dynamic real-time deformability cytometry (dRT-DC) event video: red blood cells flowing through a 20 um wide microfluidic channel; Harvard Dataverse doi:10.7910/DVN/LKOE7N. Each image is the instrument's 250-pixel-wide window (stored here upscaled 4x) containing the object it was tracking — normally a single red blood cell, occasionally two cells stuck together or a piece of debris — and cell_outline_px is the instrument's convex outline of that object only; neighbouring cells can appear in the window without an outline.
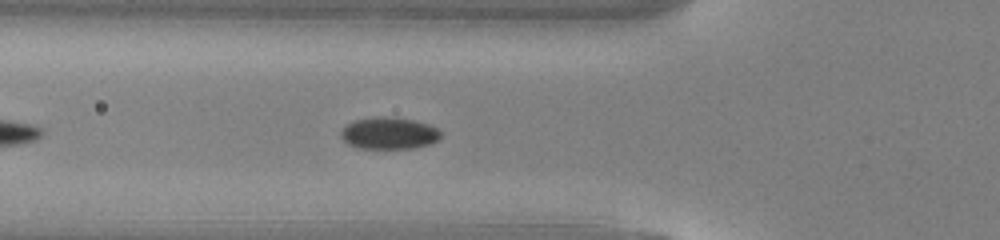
{"species": "common noctule bat (a hibernating species)", "species_latin": "Nyctalus noctula", "temperature_condition": "warm", "stored_images_in_passage": 27, "camera_frame_rate_fps": 3000, "um_per_image_px": 0.085, "animal": {"sex": "male", "body_mass_g": 13.0, "forearm_length_mm": 53.1}, "frame": {"image": 1, "passage_image": 3, "time_ms": 0.667, "image_size_px": [1000, 240], "cell_outline_px": [[440, 136], [436, 140], [428, 144], [412, 148], [356, 148], [348, 144], [340, 136], [340, 132], [348, 124], [356, 120], [376, 116], [380, 116], [412, 120], [428, 124], [436, 128], [440, 132]], "centroid_in_image_um": [33.02, 11.33], "position_along_channel_um": 92.8, "area_um2": 18.21}}
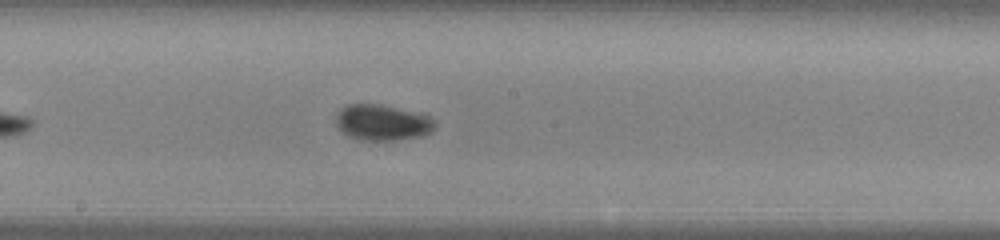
{"frame": {"image": 2, "passage_image": 12, "time_ms": 3.667, "image_size_px": [1000, 240], "cell_outline_px": [[432, 128], [428, 132], [420, 136], [396, 140], [356, 140], [348, 136], [336, 124], [336, 116], [340, 108], [348, 104], [380, 104], [428, 116], [432, 120]], "centroid_in_image_um": [32.4, 10.42], "position_along_channel_um": 215.8, "area_um2": 20.17}}
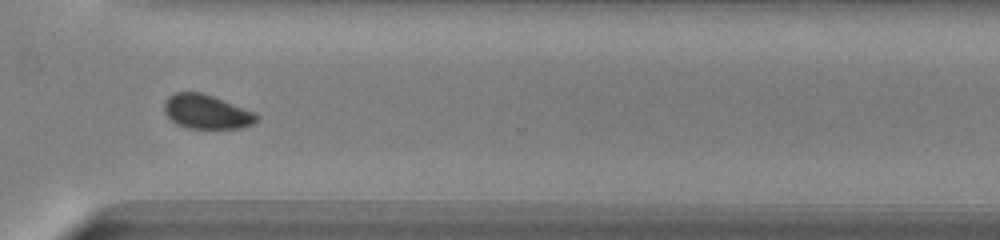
{"frame": {"image": 3, "passage_image": 22, "time_ms": 7.0, "image_size_px": [1000, 240], "cell_outline_px": [[260, 116], [252, 124], [240, 128], [188, 128], [176, 124], [164, 112], [164, 104], [168, 96], [176, 92], [200, 92], [212, 96], [256, 112]], "centroid_in_image_um": [17.56, 9.5], "position_along_channel_um": 353.0, "area_um2": 18.32}, "authors_computed_cell_mechanics": {"area_um2": 18.9006, "velocity_mm_per_s": 4.1057, "shape_relaxation_time_tau1_ms": 2.0653, "shape_relaxation_time_tau2_ms": 3.2907, "deformation_change_tau1": 0.0448, "deformation_change_tau2": 0.0471}}